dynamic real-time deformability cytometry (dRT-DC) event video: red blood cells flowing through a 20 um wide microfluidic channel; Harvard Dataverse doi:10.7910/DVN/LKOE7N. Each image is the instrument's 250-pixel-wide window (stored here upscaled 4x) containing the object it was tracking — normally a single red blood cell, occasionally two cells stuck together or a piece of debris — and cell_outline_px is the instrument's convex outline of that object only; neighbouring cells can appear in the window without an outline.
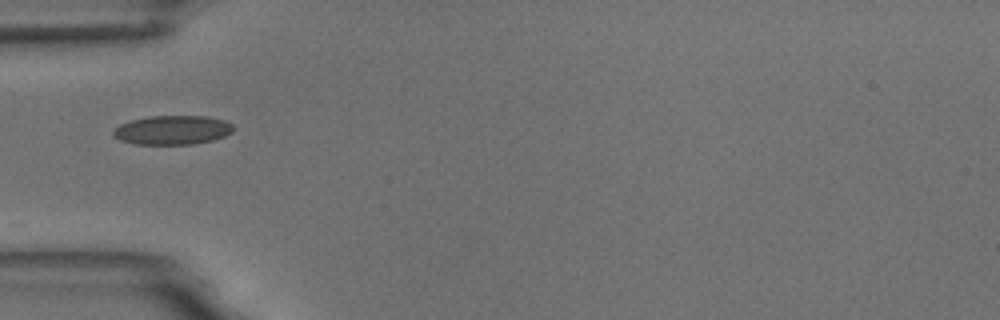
{"species": "common noctule bat (a hibernating species)", "species_latin": "Nyctalus noctula", "temperature_condition": "room temperature", "stored_images_in_passage": 17, "camera_frame_rate_fps": 3000, "um_per_image_px": 0.085, "animal": {"sex": "male", "body_mass_g": 18.8}, "frame": {"image": 1, "passage_image": 1, "time_ms": 0.0, "image_size_px": [1000, 320], "cell_outline_px": [[232, 132], [224, 136], [212, 140], [192, 144], [136, 144], [120, 140], [112, 136], [112, 132], [120, 124], [128, 120], [148, 116], [208, 116], [224, 120], [232, 124]], "centroid_in_image_um": [14.62, 11.04], "position_along_channel_um": 70.4, "area_um2": 20.4}}
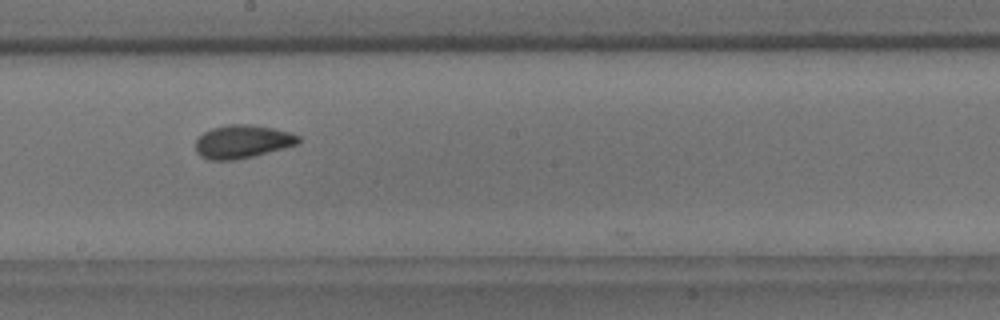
{"frame": {"image": 2, "passage_image": 14, "time_ms": 4.333, "image_size_px": [1000, 320], "cell_outline_px": [[300, 144], [252, 156], [232, 160], [208, 160], [200, 156], [196, 152], [196, 140], [204, 132], [212, 128], [228, 124], [248, 124], [272, 128], [288, 132], [300, 136]], "centroid_in_image_um": [20.6, 12.04], "position_along_channel_um": 227.6, "area_um2": 19.83}}